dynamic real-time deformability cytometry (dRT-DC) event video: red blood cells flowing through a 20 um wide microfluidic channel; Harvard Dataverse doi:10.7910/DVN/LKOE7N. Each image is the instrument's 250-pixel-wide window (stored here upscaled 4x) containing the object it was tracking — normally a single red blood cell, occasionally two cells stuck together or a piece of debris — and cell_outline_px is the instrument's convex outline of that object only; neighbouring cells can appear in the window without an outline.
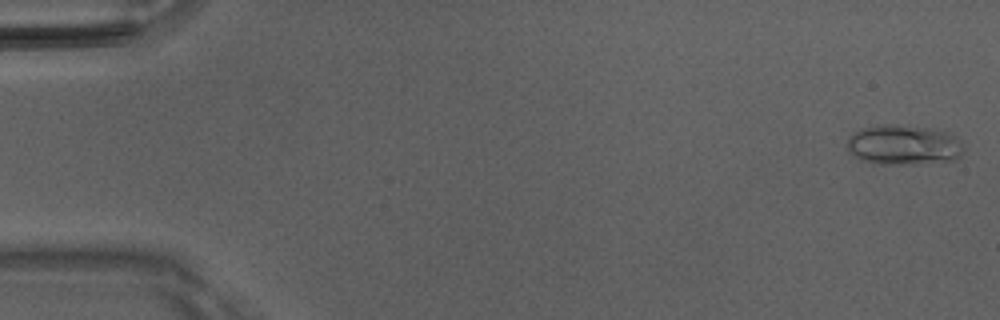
{"species": "Egyptian fruit bat (a non-hibernating species)", "species_latin": "Rousettus aegyptiacus", "temperature_condition": "room temperature", "stored_images_in_passage": 50, "camera_frame_rate_fps": 3000, "um_per_image_px": 0.085, "animal": {"sex": "male"}, "frame": {"image": 1, "passage_image": 1, "time_ms": 0.0, "image_size_px": [1000, 320], "cell_outline_px": [[964, 148], [960, 156], [952, 160], [900, 164], [880, 164], [860, 160], [848, 152], [848, 136], [864, 128], [884, 124], [896, 124], [928, 128], [948, 132], [960, 140], [964, 144]], "centroid_in_image_um": [76.8, 12.31], "position_along_channel_um": 8.2, "area_um2": 26.99}}
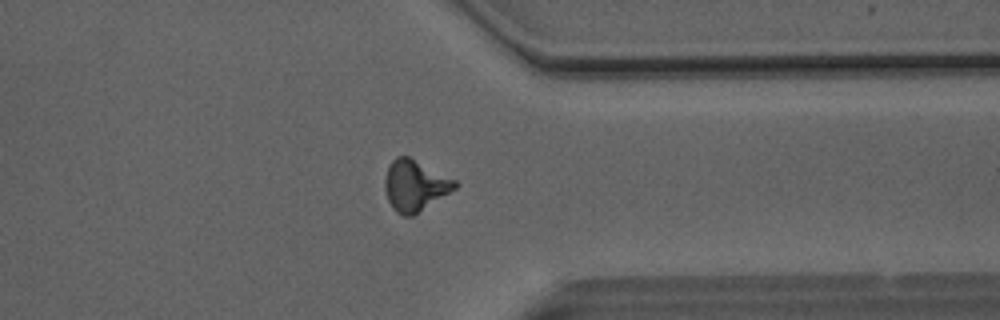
{"frame": {"image": 2, "passage_image": 39, "time_ms": 12.667, "image_size_px": [1000, 320], "cell_outline_px": [[460, 184], [456, 188], [412, 216], [404, 216], [396, 212], [392, 208], [388, 200], [384, 188], [384, 180], [388, 168], [392, 160], [396, 156], [408, 156], [456, 180]], "centroid_in_image_um": [35.25, 15.77], "position_along_channel_um": 376.1, "area_um2": 20.63}}
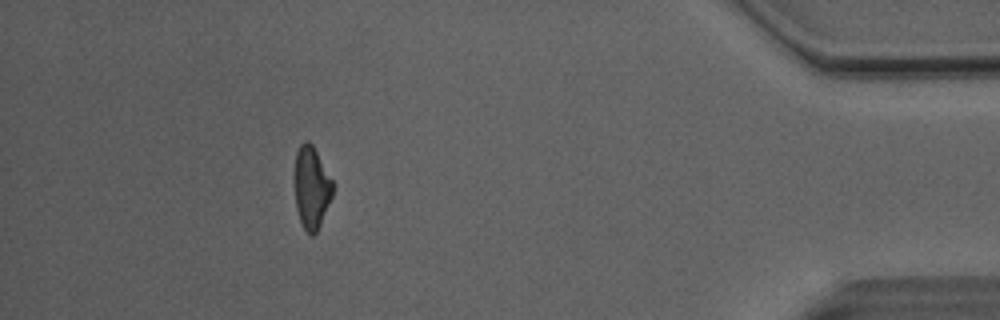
{"frame": {"image": 3, "passage_image": 45, "time_ms": 14.667, "image_size_px": [1000, 320], "cell_outline_px": [[336, 184], [332, 196], [320, 224], [316, 232], [312, 236], [304, 228], [300, 220], [296, 208], [296, 152], [300, 144], [304, 140], [308, 140], [312, 144]], "centroid_in_image_um": [26.52, 15.9], "position_along_channel_um": 408.7, "area_um2": 18.15}, "authors_computed_cell_mechanics": {"area_um2": 19.4208, "velocity_mm_per_s": 4.1144, "shape_relaxation_time_tau1_ms": 5.1258, "shape_relaxation_time_tau2_ms": 1.5795, "deformation_change_tau1": 0.1836, "deformation_change_tau2": 0.1132}}